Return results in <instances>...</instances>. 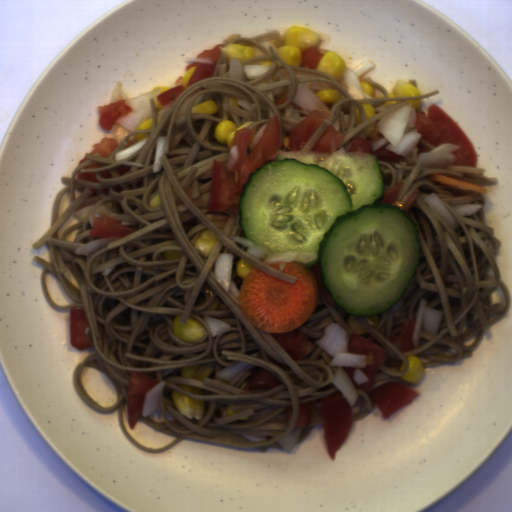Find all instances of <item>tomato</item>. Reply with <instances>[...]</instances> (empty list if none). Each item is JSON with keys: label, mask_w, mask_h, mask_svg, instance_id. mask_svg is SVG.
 I'll return each mask as SVG.
<instances>
[{"label": "tomato", "mask_w": 512, "mask_h": 512, "mask_svg": "<svg viewBox=\"0 0 512 512\" xmlns=\"http://www.w3.org/2000/svg\"><path fill=\"white\" fill-rule=\"evenodd\" d=\"M345 151L346 153L375 154L377 161H387L392 164L399 161L402 157L399 154L387 149L386 147L373 150L372 141L361 138L357 135L348 143Z\"/></svg>", "instance_id": "obj_12"}, {"label": "tomato", "mask_w": 512, "mask_h": 512, "mask_svg": "<svg viewBox=\"0 0 512 512\" xmlns=\"http://www.w3.org/2000/svg\"><path fill=\"white\" fill-rule=\"evenodd\" d=\"M415 325V319L403 320L400 327V335H393L389 337V340L395 344L400 340L402 352L415 350L416 346L413 339Z\"/></svg>", "instance_id": "obj_15"}, {"label": "tomato", "mask_w": 512, "mask_h": 512, "mask_svg": "<svg viewBox=\"0 0 512 512\" xmlns=\"http://www.w3.org/2000/svg\"><path fill=\"white\" fill-rule=\"evenodd\" d=\"M299 328L293 332L268 333L294 361L309 357L319 348Z\"/></svg>", "instance_id": "obj_8"}, {"label": "tomato", "mask_w": 512, "mask_h": 512, "mask_svg": "<svg viewBox=\"0 0 512 512\" xmlns=\"http://www.w3.org/2000/svg\"><path fill=\"white\" fill-rule=\"evenodd\" d=\"M347 353L372 354L375 361L366 368H359L369 379L358 385L354 380L356 367H342L355 389L367 393L371 401L380 411L383 419H388L405 405H411L421 394L413 390L406 383L390 381L381 384L373 390L375 375L385 358V350L366 337L350 333Z\"/></svg>", "instance_id": "obj_2"}, {"label": "tomato", "mask_w": 512, "mask_h": 512, "mask_svg": "<svg viewBox=\"0 0 512 512\" xmlns=\"http://www.w3.org/2000/svg\"><path fill=\"white\" fill-rule=\"evenodd\" d=\"M252 134V127L248 126L235 130V165L227 166L221 161L212 160L208 210L240 217V193H243V185L248 183L250 174L267 161H276L278 154H281L282 133L278 116L265 123L259 141L249 153Z\"/></svg>", "instance_id": "obj_1"}, {"label": "tomato", "mask_w": 512, "mask_h": 512, "mask_svg": "<svg viewBox=\"0 0 512 512\" xmlns=\"http://www.w3.org/2000/svg\"><path fill=\"white\" fill-rule=\"evenodd\" d=\"M282 382L277 376L267 369H260L251 379L248 380L242 394L254 389H273Z\"/></svg>", "instance_id": "obj_14"}, {"label": "tomato", "mask_w": 512, "mask_h": 512, "mask_svg": "<svg viewBox=\"0 0 512 512\" xmlns=\"http://www.w3.org/2000/svg\"><path fill=\"white\" fill-rule=\"evenodd\" d=\"M97 114V127L103 130L112 129L116 121L129 115L133 110L125 99L109 102L105 106H98L95 109Z\"/></svg>", "instance_id": "obj_11"}, {"label": "tomato", "mask_w": 512, "mask_h": 512, "mask_svg": "<svg viewBox=\"0 0 512 512\" xmlns=\"http://www.w3.org/2000/svg\"><path fill=\"white\" fill-rule=\"evenodd\" d=\"M313 401L299 403V416L293 428L308 429L311 421Z\"/></svg>", "instance_id": "obj_18"}, {"label": "tomato", "mask_w": 512, "mask_h": 512, "mask_svg": "<svg viewBox=\"0 0 512 512\" xmlns=\"http://www.w3.org/2000/svg\"><path fill=\"white\" fill-rule=\"evenodd\" d=\"M119 143L115 138L103 137L98 143L92 145L93 150L88 154L99 153L100 157H108L115 151Z\"/></svg>", "instance_id": "obj_17"}, {"label": "tomato", "mask_w": 512, "mask_h": 512, "mask_svg": "<svg viewBox=\"0 0 512 512\" xmlns=\"http://www.w3.org/2000/svg\"><path fill=\"white\" fill-rule=\"evenodd\" d=\"M324 120L332 121L330 112L313 111L300 119L299 124L288 133V146L285 154L299 153Z\"/></svg>", "instance_id": "obj_7"}, {"label": "tomato", "mask_w": 512, "mask_h": 512, "mask_svg": "<svg viewBox=\"0 0 512 512\" xmlns=\"http://www.w3.org/2000/svg\"><path fill=\"white\" fill-rule=\"evenodd\" d=\"M225 46L226 45H224L223 43L217 44L212 49H204L201 54L196 56L195 58H209L213 64H202L193 62L190 65L186 66L184 70H189L193 67L196 68L185 87L180 84L157 94V99L161 103L162 107L170 101L174 100L190 85L213 75L217 67V64L221 58L222 48H225Z\"/></svg>", "instance_id": "obj_6"}, {"label": "tomato", "mask_w": 512, "mask_h": 512, "mask_svg": "<svg viewBox=\"0 0 512 512\" xmlns=\"http://www.w3.org/2000/svg\"><path fill=\"white\" fill-rule=\"evenodd\" d=\"M70 345L78 350L93 348L85 336L86 328H90L84 308L69 309Z\"/></svg>", "instance_id": "obj_10"}, {"label": "tomato", "mask_w": 512, "mask_h": 512, "mask_svg": "<svg viewBox=\"0 0 512 512\" xmlns=\"http://www.w3.org/2000/svg\"><path fill=\"white\" fill-rule=\"evenodd\" d=\"M343 132H338L331 124L308 153H334L343 140Z\"/></svg>", "instance_id": "obj_13"}, {"label": "tomato", "mask_w": 512, "mask_h": 512, "mask_svg": "<svg viewBox=\"0 0 512 512\" xmlns=\"http://www.w3.org/2000/svg\"><path fill=\"white\" fill-rule=\"evenodd\" d=\"M324 54L315 47H308L301 54L302 62L299 63V68L317 70L318 62Z\"/></svg>", "instance_id": "obj_16"}, {"label": "tomato", "mask_w": 512, "mask_h": 512, "mask_svg": "<svg viewBox=\"0 0 512 512\" xmlns=\"http://www.w3.org/2000/svg\"><path fill=\"white\" fill-rule=\"evenodd\" d=\"M90 236L101 238H121L135 231L132 228L125 227L120 221L94 213L89 221Z\"/></svg>", "instance_id": "obj_9"}, {"label": "tomato", "mask_w": 512, "mask_h": 512, "mask_svg": "<svg viewBox=\"0 0 512 512\" xmlns=\"http://www.w3.org/2000/svg\"><path fill=\"white\" fill-rule=\"evenodd\" d=\"M322 426L331 460L348 439L353 425V409L343 393L321 397Z\"/></svg>", "instance_id": "obj_4"}, {"label": "tomato", "mask_w": 512, "mask_h": 512, "mask_svg": "<svg viewBox=\"0 0 512 512\" xmlns=\"http://www.w3.org/2000/svg\"><path fill=\"white\" fill-rule=\"evenodd\" d=\"M415 127L420 137L432 146L454 144L460 149L452 153L453 167H476V150L466 132L456 120L435 103L427 113L415 110Z\"/></svg>", "instance_id": "obj_3"}, {"label": "tomato", "mask_w": 512, "mask_h": 512, "mask_svg": "<svg viewBox=\"0 0 512 512\" xmlns=\"http://www.w3.org/2000/svg\"><path fill=\"white\" fill-rule=\"evenodd\" d=\"M419 189L416 187L412 190L411 194L408 196L407 200L403 204V209L405 213L407 214L409 210L412 208L413 204L415 203L417 197H418Z\"/></svg>", "instance_id": "obj_20"}, {"label": "tomato", "mask_w": 512, "mask_h": 512, "mask_svg": "<svg viewBox=\"0 0 512 512\" xmlns=\"http://www.w3.org/2000/svg\"><path fill=\"white\" fill-rule=\"evenodd\" d=\"M404 186V182L400 181L397 185H392L385 189V197L379 203L396 204L400 189Z\"/></svg>", "instance_id": "obj_19"}, {"label": "tomato", "mask_w": 512, "mask_h": 512, "mask_svg": "<svg viewBox=\"0 0 512 512\" xmlns=\"http://www.w3.org/2000/svg\"><path fill=\"white\" fill-rule=\"evenodd\" d=\"M162 380L149 374L132 372L129 375L128 393L125 403L126 416L129 428L133 431L141 421L145 394Z\"/></svg>", "instance_id": "obj_5"}]
</instances>
